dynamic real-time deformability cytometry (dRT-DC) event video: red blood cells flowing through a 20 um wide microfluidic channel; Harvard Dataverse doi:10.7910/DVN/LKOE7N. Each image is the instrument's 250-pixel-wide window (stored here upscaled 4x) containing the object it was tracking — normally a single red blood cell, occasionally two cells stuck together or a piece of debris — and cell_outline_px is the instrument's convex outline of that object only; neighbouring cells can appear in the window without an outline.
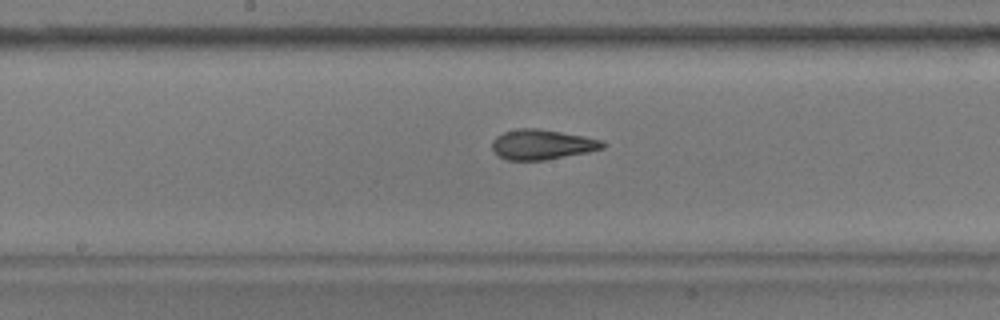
{"species": "common noctule bat (a hibernating species)", "species_latin": "Nyctalus noctula", "temperature_condition": "warm", "stored_images_in_passage": 54, "camera_frame_rate_fps": 3000, "um_per_image_px": 0.085, "animal": {"sex": "male", "body_mass_g": 17.9}, "frame": {"image": 1, "passage_image": 28, "time_ms": 9.0, "image_size_px": [1000, 320], "cell_outline_px": [[608, 144], [604, 148], [588, 152], [544, 160], [508, 160], [500, 156], [492, 148], [492, 140], [496, 136], [504, 132], [520, 128], [540, 128], [584, 136], [600, 140]], "centroid_in_image_um": [46.09, 12.27], "position_along_channel_um": 202.1, "area_um2": 19.31}}
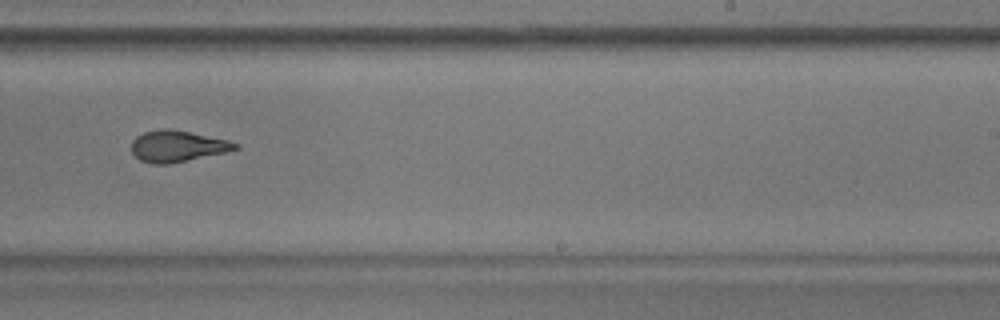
{"frame": {"image": 2, "passage_image": 34, "time_ms": 11.0, "image_size_px": [1000, 320], "cell_outline_px": [[240, 148], [224, 152], [168, 164], [152, 164], [140, 160], [132, 152], [132, 140], [136, 136], [144, 132], [164, 128], [168, 128], [228, 140], [240, 144]], "centroid_in_image_um": [15.06, 12.42], "position_along_channel_um": 273.9, "area_um2": 18.67}}
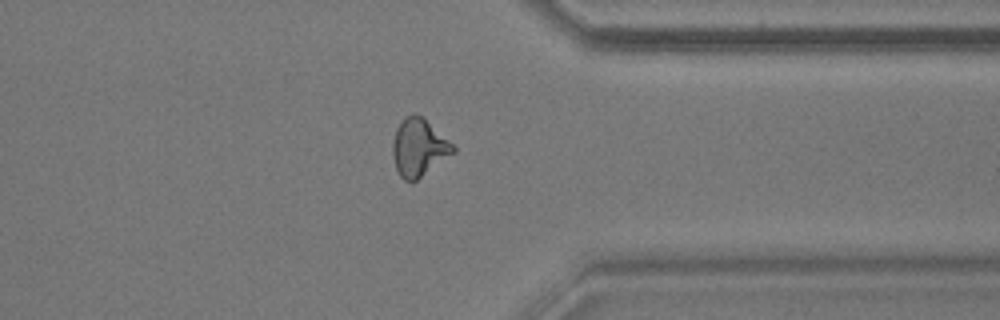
{"frame": {"image": 3, "passage_image": 43, "time_ms": 14.0, "image_size_px": [1000, 320], "cell_outline_px": [[456, 152], [412, 184], [404, 180], [400, 176], [396, 168], [392, 156], [392, 144], [396, 128], [408, 116], [424, 116], [456, 148]], "centroid_in_image_um": [35.61, 12.6], "position_along_channel_um": 375.8, "area_um2": 20.29}, "authors_computed_cell_mechanics": {"area_um2": 19.7098, "velocity_mm_per_s": 3.6031, "shape_relaxation_time_tau1_ms": 7.0494, "shape_relaxation_time_tau2_ms": 2.346, "deformation_change_tau1": 0.18, "deformation_change_tau2": 0.0926}}